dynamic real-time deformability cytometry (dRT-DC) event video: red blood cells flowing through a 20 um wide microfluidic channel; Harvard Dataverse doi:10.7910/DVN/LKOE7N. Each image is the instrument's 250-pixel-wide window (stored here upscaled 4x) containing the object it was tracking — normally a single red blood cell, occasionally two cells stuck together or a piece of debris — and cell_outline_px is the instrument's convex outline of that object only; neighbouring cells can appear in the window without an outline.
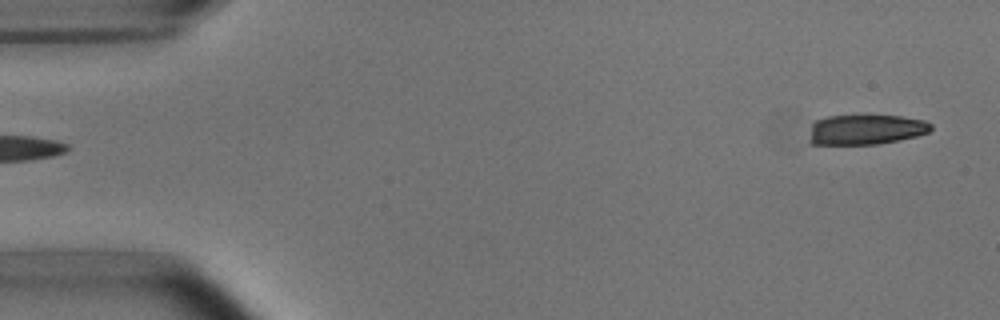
{"species": "common noctule bat (a hibernating species)", "species_latin": "Nyctalus noctula", "temperature_condition": "room temperature", "stored_images_in_passage": 4, "segment_of_instrument_passage": [2, 2], "camera_frame_rate_fps": 3000, "um_per_image_px": 0.085, "animal": {"sex": "male", "body_mass_g": 15.6}, "frame": {"image": 1, "passage_image": 4, "time_ms": 3.667, "image_size_px": [1000, 320], "cell_outline_px": [[932, 128], [928, 132], [916, 136], [900, 140], [880, 144], [808, 144], [808, 140], [812, 124], [816, 120], [828, 116], [868, 112], [900, 116], [924, 120], [932, 124]], "centroid_in_image_um": [73.58, 10.96], "position_along_channel_um": 11.4, "area_um2": 22.37}}